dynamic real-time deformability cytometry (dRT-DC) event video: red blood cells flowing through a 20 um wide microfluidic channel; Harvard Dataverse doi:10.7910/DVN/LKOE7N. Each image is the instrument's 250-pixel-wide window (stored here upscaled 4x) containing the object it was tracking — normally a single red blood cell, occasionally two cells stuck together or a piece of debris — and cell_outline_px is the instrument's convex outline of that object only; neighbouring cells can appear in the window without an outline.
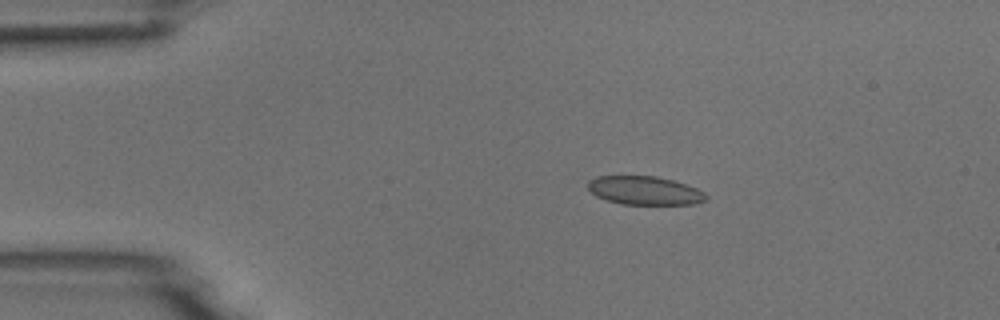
{"species": "common noctule bat (a hibernating species)", "species_latin": "Nyctalus noctula", "temperature_condition": "room temperature", "stored_images_in_passage": 7, "camera_frame_rate_fps": 3000, "um_per_image_px": 0.085, "animal": {"sex": "male", "body_mass_g": 18.8}, "frame": {"image": 1, "passage_image": 3, "time_ms": 2.0, "image_size_px": [1000, 320], "cell_outline_px": [[708, 200], [692, 204], [620, 204], [604, 200], [596, 196], [588, 188], [588, 180], [596, 176], [656, 176], [688, 184], [704, 192], [708, 196]], "centroid_in_image_um": [54.8, 16.19], "position_along_channel_um": 30.2, "area_um2": 19.83}}
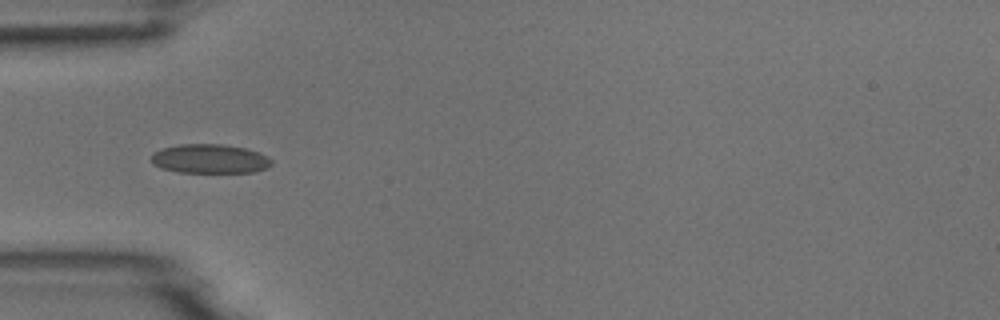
{"frame": {"image": 2, "passage_image": 5, "time_ms": 4.333, "image_size_px": [1000, 320], "cell_outline_px": [[272, 164], [264, 168], [252, 172], [180, 172], [160, 168], [152, 164], [152, 152], [164, 148], [180, 144], [220, 144], [244, 148], [260, 152], [268, 156], [272, 160]], "centroid_in_image_um": [17.82, 13.49], "position_along_channel_um": 67.2, "area_um2": 20.35}}